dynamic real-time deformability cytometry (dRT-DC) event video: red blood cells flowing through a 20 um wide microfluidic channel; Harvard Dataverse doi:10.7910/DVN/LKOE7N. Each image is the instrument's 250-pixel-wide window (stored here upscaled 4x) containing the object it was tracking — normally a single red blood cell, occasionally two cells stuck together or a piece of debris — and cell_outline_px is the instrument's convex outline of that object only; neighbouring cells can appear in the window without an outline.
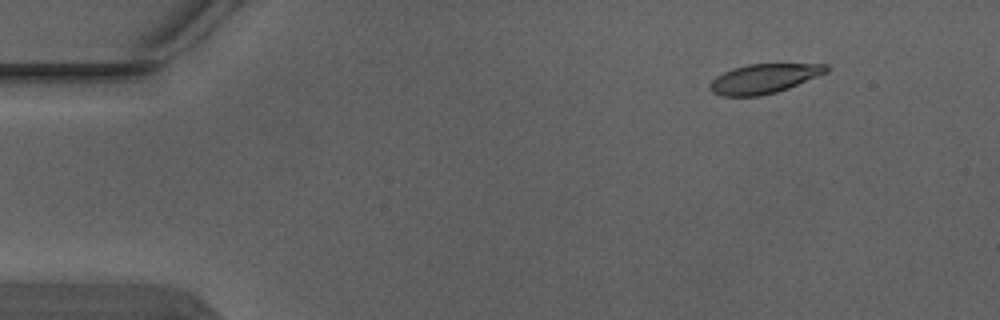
{"species": "Egyptian fruit bat (a non-hibernating species)", "species_latin": "Rousettus aegyptiacus", "temperature_condition": "warm", "stored_images_in_passage": 4, "camera_frame_rate_fps": 3000, "um_per_image_px": 0.085, "animal": {"sex": "male"}, "frame": {"image": 1, "passage_image": 1, "time_ms": 0.0, "image_size_px": [1000, 320], "cell_outline_px": [[828, 72], [788, 88], [776, 92], [760, 96], [720, 96], [712, 92], [708, 88], [708, 84], [716, 76], [732, 68], [748, 64], [828, 64]], "centroid_in_image_um": [64.89, 6.69], "position_along_channel_um": 20.1, "area_um2": 20.0}}